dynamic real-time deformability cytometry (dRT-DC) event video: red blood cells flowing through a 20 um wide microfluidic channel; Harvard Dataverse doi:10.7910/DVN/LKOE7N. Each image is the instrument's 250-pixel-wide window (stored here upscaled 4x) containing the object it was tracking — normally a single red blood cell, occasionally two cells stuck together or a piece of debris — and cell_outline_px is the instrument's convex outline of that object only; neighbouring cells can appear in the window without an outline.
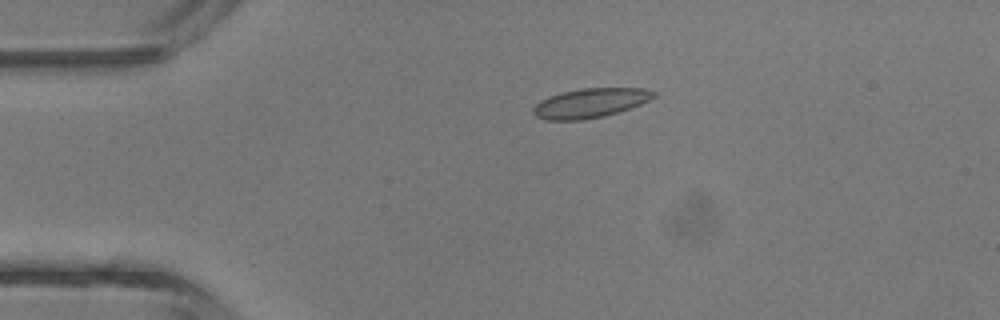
{"species": "common noctule bat (a hibernating species)", "species_latin": "Nyctalus noctula", "temperature_condition": "room temperature", "stored_images_in_passage": 1, "camera_frame_rate_fps": 3000, "um_per_image_px": 0.085, "animal": {"sex": "male", "body_mass_g": 13.3}, "frame": {"image": 1, "passage_image": 1, "time_ms": 0.0, "image_size_px": [1000, 320], "cell_outline_px": [[656, 96], [640, 104], [604, 116], [584, 120], [544, 120], [536, 116], [532, 112], [532, 108], [540, 100], [548, 96], [580, 88], [644, 88], [656, 92]], "centroid_in_image_um": [50.13, 8.76], "position_along_channel_um": 34.9, "area_um2": 20.58}}